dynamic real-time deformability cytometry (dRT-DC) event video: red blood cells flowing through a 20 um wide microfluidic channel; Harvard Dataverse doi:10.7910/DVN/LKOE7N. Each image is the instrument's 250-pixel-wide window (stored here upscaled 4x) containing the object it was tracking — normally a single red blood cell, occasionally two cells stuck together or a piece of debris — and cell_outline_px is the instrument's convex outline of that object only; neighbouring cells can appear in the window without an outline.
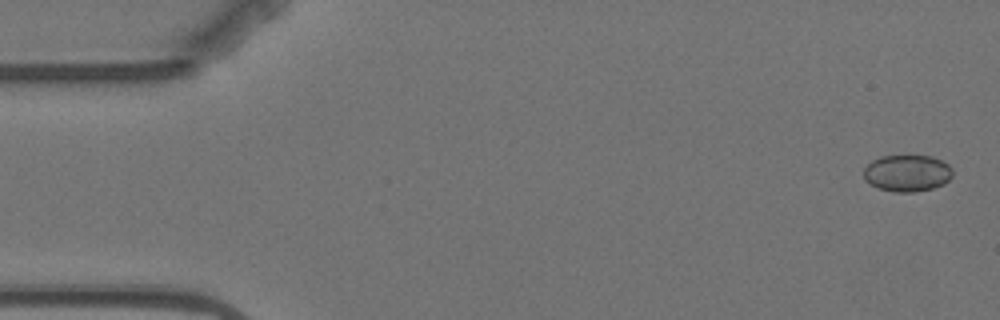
{"species": "Egyptian fruit bat (a non-hibernating species)", "species_latin": "Rousettus aegyptiacus", "temperature_condition": "warm", "stored_images_in_passage": 4, "camera_frame_rate_fps": 3000, "um_per_image_px": 0.085, "animal": {"sex": "female"}, "frame": {"image": 1, "passage_image": 4, "time_ms": 4.333, "image_size_px": [1000, 320], "cell_outline_px": [[952, 176], [944, 184], [932, 188], [912, 192], [892, 192], [880, 188], [864, 180], [864, 168], [872, 160], [880, 156], [908, 152], [932, 156], [948, 164], [952, 168]], "centroid_in_image_um": [77.11, 14.65], "position_along_channel_um": 7.9, "area_um2": 19.71}}